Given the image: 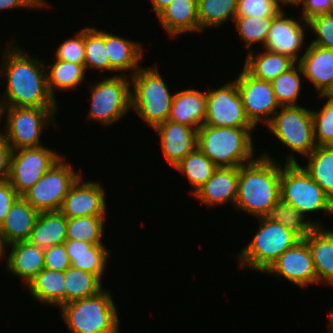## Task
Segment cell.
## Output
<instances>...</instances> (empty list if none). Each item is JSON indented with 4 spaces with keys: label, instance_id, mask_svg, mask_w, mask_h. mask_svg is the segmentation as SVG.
Returning a JSON list of instances; mask_svg holds the SVG:
<instances>
[{
    "label": "cell",
    "instance_id": "1",
    "mask_svg": "<svg viewBox=\"0 0 333 333\" xmlns=\"http://www.w3.org/2000/svg\"><path fill=\"white\" fill-rule=\"evenodd\" d=\"M8 42L0 67V74L6 79L5 93L0 97L3 106L57 108L58 103L48 89L46 64L15 42Z\"/></svg>",
    "mask_w": 333,
    "mask_h": 333
},
{
    "label": "cell",
    "instance_id": "2",
    "mask_svg": "<svg viewBox=\"0 0 333 333\" xmlns=\"http://www.w3.org/2000/svg\"><path fill=\"white\" fill-rule=\"evenodd\" d=\"M281 165L268 153L239 167L235 207L252 217H267L281 198Z\"/></svg>",
    "mask_w": 333,
    "mask_h": 333
},
{
    "label": "cell",
    "instance_id": "3",
    "mask_svg": "<svg viewBox=\"0 0 333 333\" xmlns=\"http://www.w3.org/2000/svg\"><path fill=\"white\" fill-rule=\"evenodd\" d=\"M252 131L202 125L197 130V147L217 167H240L255 159Z\"/></svg>",
    "mask_w": 333,
    "mask_h": 333
},
{
    "label": "cell",
    "instance_id": "4",
    "mask_svg": "<svg viewBox=\"0 0 333 333\" xmlns=\"http://www.w3.org/2000/svg\"><path fill=\"white\" fill-rule=\"evenodd\" d=\"M131 78V110L152 129L168 120L174 94L168 89L157 65L140 68Z\"/></svg>",
    "mask_w": 333,
    "mask_h": 333
},
{
    "label": "cell",
    "instance_id": "5",
    "mask_svg": "<svg viewBox=\"0 0 333 333\" xmlns=\"http://www.w3.org/2000/svg\"><path fill=\"white\" fill-rule=\"evenodd\" d=\"M259 228L252 240L238 253L240 268L265 273L287 249L302 238L268 217H260Z\"/></svg>",
    "mask_w": 333,
    "mask_h": 333
},
{
    "label": "cell",
    "instance_id": "6",
    "mask_svg": "<svg viewBox=\"0 0 333 333\" xmlns=\"http://www.w3.org/2000/svg\"><path fill=\"white\" fill-rule=\"evenodd\" d=\"M109 290L63 304L61 316L70 333H118L119 316Z\"/></svg>",
    "mask_w": 333,
    "mask_h": 333
},
{
    "label": "cell",
    "instance_id": "7",
    "mask_svg": "<svg viewBox=\"0 0 333 333\" xmlns=\"http://www.w3.org/2000/svg\"><path fill=\"white\" fill-rule=\"evenodd\" d=\"M278 110L266 127L290 149L285 163H298L293 152L307 157L316 148L312 110L300 105L281 106Z\"/></svg>",
    "mask_w": 333,
    "mask_h": 333
},
{
    "label": "cell",
    "instance_id": "8",
    "mask_svg": "<svg viewBox=\"0 0 333 333\" xmlns=\"http://www.w3.org/2000/svg\"><path fill=\"white\" fill-rule=\"evenodd\" d=\"M281 165V198L305 217L324 211L333 214V202L299 163Z\"/></svg>",
    "mask_w": 333,
    "mask_h": 333
},
{
    "label": "cell",
    "instance_id": "9",
    "mask_svg": "<svg viewBox=\"0 0 333 333\" xmlns=\"http://www.w3.org/2000/svg\"><path fill=\"white\" fill-rule=\"evenodd\" d=\"M128 79L126 75L116 74L90 84L91 105L87 119L105 126L122 119L131 110V81Z\"/></svg>",
    "mask_w": 333,
    "mask_h": 333
},
{
    "label": "cell",
    "instance_id": "10",
    "mask_svg": "<svg viewBox=\"0 0 333 333\" xmlns=\"http://www.w3.org/2000/svg\"><path fill=\"white\" fill-rule=\"evenodd\" d=\"M58 108L4 107L5 130L2 135L7 139L12 150L40 147L41 133L48 125L58 126L54 119ZM56 124V125H55Z\"/></svg>",
    "mask_w": 333,
    "mask_h": 333
},
{
    "label": "cell",
    "instance_id": "11",
    "mask_svg": "<svg viewBox=\"0 0 333 333\" xmlns=\"http://www.w3.org/2000/svg\"><path fill=\"white\" fill-rule=\"evenodd\" d=\"M63 159L64 156L22 195L38 212L60 211L69 189L81 176Z\"/></svg>",
    "mask_w": 333,
    "mask_h": 333
},
{
    "label": "cell",
    "instance_id": "12",
    "mask_svg": "<svg viewBox=\"0 0 333 333\" xmlns=\"http://www.w3.org/2000/svg\"><path fill=\"white\" fill-rule=\"evenodd\" d=\"M62 157L44 145L13 150L8 180L22 196Z\"/></svg>",
    "mask_w": 333,
    "mask_h": 333
},
{
    "label": "cell",
    "instance_id": "13",
    "mask_svg": "<svg viewBox=\"0 0 333 333\" xmlns=\"http://www.w3.org/2000/svg\"><path fill=\"white\" fill-rule=\"evenodd\" d=\"M205 126L255 128L246 117L235 80L206 91Z\"/></svg>",
    "mask_w": 333,
    "mask_h": 333
},
{
    "label": "cell",
    "instance_id": "14",
    "mask_svg": "<svg viewBox=\"0 0 333 333\" xmlns=\"http://www.w3.org/2000/svg\"><path fill=\"white\" fill-rule=\"evenodd\" d=\"M241 96L246 117L257 127L267 125L281 106L276 99L270 81L254 78L244 68L234 79Z\"/></svg>",
    "mask_w": 333,
    "mask_h": 333
},
{
    "label": "cell",
    "instance_id": "15",
    "mask_svg": "<svg viewBox=\"0 0 333 333\" xmlns=\"http://www.w3.org/2000/svg\"><path fill=\"white\" fill-rule=\"evenodd\" d=\"M265 273L284 277L300 288L317 284L312 253L304 239L287 249Z\"/></svg>",
    "mask_w": 333,
    "mask_h": 333
},
{
    "label": "cell",
    "instance_id": "16",
    "mask_svg": "<svg viewBox=\"0 0 333 333\" xmlns=\"http://www.w3.org/2000/svg\"><path fill=\"white\" fill-rule=\"evenodd\" d=\"M80 176L65 196L60 212L67 218L106 216V196L100 182L82 181Z\"/></svg>",
    "mask_w": 333,
    "mask_h": 333
},
{
    "label": "cell",
    "instance_id": "17",
    "mask_svg": "<svg viewBox=\"0 0 333 333\" xmlns=\"http://www.w3.org/2000/svg\"><path fill=\"white\" fill-rule=\"evenodd\" d=\"M301 20L303 21V19L298 21L292 17H285L282 10L272 22L264 49L289 56L298 63L302 56L299 53L307 34L304 33L305 27L301 25Z\"/></svg>",
    "mask_w": 333,
    "mask_h": 333
},
{
    "label": "cell",
    "instance_id": "18",
    "mask_svg": "<svg viewBox=\"0 0 333 333\" xmlns=\"http://www.w3.org/2000/svg\"><path fill=\"white\" fill-rule=\"evenodd\" d=\"M298 64L303 76L313 84L318 95H330L333 92L332 49L309 43Z\"/></svg>",
    "mask_w": 333,
    "mask_h": 333
},
{
    "label": "cell",
    "instance_id": "19",
    "mask_svg": "<svg viewBox=\"0 0 333 333\" xmlns=\"http://www.w3.org/2000/svg\"><path fill=\"white\" fill-rule=\"evenodd\" d=\"M161 140L162 153L174 167L197 147V130L169 120L153 129Z\"/></svg>",
    "mask_w": 333,
    "mask_h": 333
},
{
    "label": "cell",
    "instance_id": "20",
    "mask_svg": "<svg viewBox=\"0 0 333 333\" xmlns=\"http://www.w3.org/2000/svg\"><path fill=\"white\" fill-rule=\"evenodd\" d=\"M239 167H217L212 176L192 195L206 206L230 202L235 206Z\"/></svg>",
    "mask_w": 333,
    "mask_h": 333
},
{
    "label": "cell",
    "instance_id": "21",
    "mask_svg": "<svg viewBox=\"0 0 333 333\" xmlns=\"http://www.w3.org/2000/svg\"><path fill=\"white\" fill-rule=\"evenodd\" d=\"M8 247L10 251L5 265L7 271L21 278L26 287L44 269V249L29 241L15 242Z\"/></svg>",
    "mask_w": 333,
    "mask_h": 333
},
{
    "label": "cell",
    "instance_id": "22",
    "mask_svg": "<svg viewBox=\"0 0 333 333\" xmlns=\"http://www.w3.org/2000/svg\"><path fill=\"white\" fill-rule=\"evenodd\" d=\"M206 92L184 89L174 94L168 120L198 130L206 118Z\"/></svg>",
    "mask_w": 333,
    "mask_h": 333
},
{
    "label": "cell",
    "instance_id": "23",
    "mask_svg": "<svg viewBox=\"0 0 333 333\" xmlns=\"http://www.w3.org/2000/svg\"><path fill=\"white\" fill-rule=\"evenodd\" d=\"M157 17L170 37L199 32L198 0H173Z\"/></svg>",
    "mask_w": 333,
    "mask_h": 333
},
{
    "label": "cell",
    "instance_id": "24",
    "mask_svg": "<svg viewBox=\"0 0 333 333\" xmlns=\"http://www.w3.org/2000/svg\"><path fill=\"white\" fill-rule=\"evenodd\" d=\"M64 245L72 267L93 273L101 279L110 257V252L106 249L105 244L67 239Z\"/></svg>",
    "mask_w": 333,
    "mask_h": 333
},
{
    "label": "cell",
    "instance_id": "25",
    "mask_svg": "<svg viewBox=\"0 0 333 333\" xmlns=\"http://www.w3.org/2000/svg\"><path fill=\"white\" fill-rule=\"evenodd\" d=\"M304 240L312 253L317 284L333 287V231L316 227Z\"/></svg>",
    "mask_w": 333,
    "mask_h": 333
},
{
    "label": "cell",
    "instance_id": "26",
    "mask_svg": "<svg viewBox=\"0 0 333 333\" xmlns=\"http://www.w3.org/2000/svg\"><path fill=\"white\" fill-rule=\"evenodd\" d=\"M38 215L39 212L22 196H19L0 227V233L6 243L10 245L15 242L28 241Z\"/></svg>",
    "mask_w": 333,
    "mask_h": 333
},
{
    "label": "cell",
    "instance_id": "27",
    "mask_svg": "<svg viewBox=\"0 0 333 333\" xmlns=\"http://www.w3.org/2000/svg\"><path fill=\"white\" fill-rule=\"evenodd\" d=\"M105 45L110 66L118 75L131 71L132 76L140 68L138 63L144 56L141 43L105 31Z\"/></svg>",
    "mask_w": 333,
    "mask_h": 333
},
{
    "label": "cell",
    "instance_id": "28",
    "mask_svg": "<svg viewBox=\"0 0 333 333\" xmlns=\"http://www.w3.org/2000/svg\"><path fill=\"white\" fill-rule=\"evenodd\" d=\"M255 49L248 51L243 68L254 78L272 81L287 72L296 62L289 56L264 49L254 55Z\"/></svg>",
    "mask_w": 333,
    "mask_h": 333
},
{
    "label": "cell",
    "instance_id": "29",
    "mask_svg": "<svg viewBox=\"0 0 333 333\" xmlns=\"http://www.w3.org/2000/svg\"><path fill=\"white\" fill-rule=\"evenodd\" d=\"M66 240L67 218L60 211L39 212L28 241L46 249Z\"/></svg>",
    "mask_w": 333,
    "mask_h": 333
},
{
    "label": "cell",
    "instance_id": "30",
    "mask_svg": "<svg viewBox=\"0 0 333 333\" xmlns=\"http://www.w3.org/2000/svg\"><path fill=\"white\" fill-rule=\"evenodd\" d=\"M26 287L39 302L59 308L65 304L64 272L44 268Z\"/></svg>",
    "mask_w": 333,
    "mask_h": 333
},
{
    "label": "cell",
    "instance_id": "31",
    "mask_svg": "<svg viewBox=\"0 0 333 333\" xmlns=\"http://www.w3.org/2000/svg\"><path fill=\"white\" fill-rule=\"evenodd\" d=\"M306 158L304 170L333 202V146H316Z\"/></svg>",
    "mask_w": 333,
    "mask_h": 333
},
{
    "label": "cell",
    "instance_id": "32",
    "mask_svg": "<svg viewBox=\"0 0 333 333\" xmlns=\"http://www.w3.org/2000/svg\"><path fill=\"white\" fill-rule=\"evenodd\" d=\"M64 282L65 304L88 298L103 290L98 276L72 266L64 271Z\"/></svg>",
    "mask_w": 333,
    "mask_h": 333
},
{
    "label": "cell",
    "instance_id": "33",
    "mask_svg": "<svg viewBox=\"0 0 333 333\" xmlns=\"http://www.w3.org/2000/svg\"><path fill=\"white\" fill-rule=\"evenodd\" d=\"M55 60L54 64L46 65V69L48 89L50 94L56 99L54 88L62 91L69 89L74 90L85 80L86 70L84 65L58 59Z\"/></svg>",
    "mask_w": 333,
    "mask_h": 333
},
{
    "label": "cell",
    "instance_id": "34",
    "mask_svg": "<svg viewBox=\"0 0 333 333\" xmlns=\"http://www.w3.org/2000/svg\"><path fill=\"white\" fill-rule=\"evenodd\" d=\"M173 168L186 176L193 187V195L212 176L217 166L196 147Z\"/></svg>",
    "mask_w": 333,
    "mask_h": 333
},
{
    "label": "cell",
    "instance_id": "35",
    "mask_svg": "<svg viewBox=\"0 0 333 333\" xmlns=\"http://www.w3.org/2000/svg\"><path fill=\"white\" fill-rule=\"evenodd\" d=\"M237 16V0H198L199 31L219 27Z\"/></svg>",
    "mask_w": 333,
    "mask_h": 333
},
{
    "label": "cell",
    "instance_id": "36",
    "mask_svg": "<svg viewBox=\"0 0 333 333\" xmlns=\"http://www.w3.org/2000/svg\"><path fill=\"white\" fill-rule=\"evenodd\" d=\"M267 217L294 231L302 239L306 238L316 227H323L320 220H307L302 213L282 198L273 206Z\"/></svg>",
    "mask_w": 333,
    "mask_h": 333
},
{
    "label": "cell",
    "instance_id": "37",
    "mask_svg": "<svg viewBox=\"0 0 333 333\" xmlns=\"http://www.w3.org/2000/svg\"><path fill=\"white\" fill-rule=\"evenodd\" d=\"M85 60L84 68L100 71H114L109 63L105 45V31L96 27H84Z\"/></svg>",
    "mask_w": 333,
    "mask_h": 333
},
{
    "label": "cell",
    "instance_id": "38",
    "mask_svg": "<svg viewBox=\"0 0 333 333\" xmlns=\"http://www.w3.org/2000/svg\"><path fill=\"white\" fill-rule=\"evenodd\" d=\"M276 16L270 17H242L236 16L234 20L235 30L244 41L249 51H252L254 44L261 43L263 47L267 41V36L272 22ZM253 45V46H252Z\"/></svg>",
    "mask_w": 333,
    "mask_h": 333
},
{
    "label": "cell",
    "instance_id": "39",
    "mask_svg": "<svg viewBox=\"0 0 333 333\" xmlns=\"http://www.w3.org/2000/svg\"><path fill=\"white\" fill-rule=\"evenodd\" d=\"M106 216H85L67 219V239L103 244Z\"/></svg>",
    "mask_w": 333,
    "mask_h": 333
},
{
    "label": "cell",
    "instance_id": "40",
    "mask_svg": "<svg viewBox=\"0 0 333 333\" xmlns=\"http://www.w3.org/2000/svg\"><path fill=\"white\" fill-rule=\"evenodd\" d=\"M303 71L296 63L287 72L280 74L271 81L274 94L280 106H297V100L301 92V77Z\"/></svg>",
    "mask_w": 333,
    "mask_h": 333
},
{
    "label": "cell",
    "instance_id": "41",
    "mask_svg": "<svg viewBox=\"0 0 333 333\" xmlns=\"http://www.w3.org/2000/svg\"><path fill=\"white\" fill-rule=\"evenodd\" d=\"M327 101L318 111L312 110L314 139L316 146H333V97L318 95Z\"/></svg>",
    "mask_w": 333,
    "mask_h": 333
},
{
    "label": "cell",
    "instance_id": "42",
    "mask_svg": "<svg viewBox=\"0 0 333 333\" xmlns=\"http://www.w3.org/2000/svg\"><path fill=\"white\" fill-rule=\"evenodd\" d=\"M307 23V28L316 35L310 44L333 50V13L315 16Z\"/></svg>",
    "mask_w": 333,
    "mask_h": 333
},
{
    "label": "cell",
    "instance_id": "43",
    "mask_svg": "<svg viewBox=\"0 0 333 333\" xmlns=\"http://www.w3.org/2000/svg\"><path fill=\"white\" fill-rule=\"evenodd\" d=\"M55 59L84 65V28L78 31L74 38H69L58 46Z\"/></svg>",
    "mask_w": 333,
    "mask_h": 333
},
{
    "label": "cell",
    "instance_id": "44",
    "mask_svg": "<svg viewBox=\"0 0 333 333\" xmlns=\"http://www.w3.org/2000/svg\"><path fill=\"white\" fill-rule=\"evenodd\" d=\"M282 10L275 0H237V16L270 17Z\"/></svg>",
    "mask_w": 333,
    "mask_h": 333
},
{
    "label": "cell",
    "instance_id": "45",
    "mask_svg": "<svg viewBox=\"0 0 333 333\" xmlns=\"http://www.w3.org/2000/svg\"><path fill=\"white\" fill-rule=\"evenodd\" d=\"M71 266L64 244L44 249V268L64 272Z\"/></svg>",
    "mask_w": 333,
    "mask_h": 333
},
{
    "label": "cell",
    "instance_id": "46",
    "mask_svg": "<svg viewBox=\"0 0 333 333\" xmlns=\"http://www.w3.org/2000/svg\"><path fill=\"white\" fill-rule=\"evenodd\" d=\"M300 5L303 8L302 19L305 26L307 21L315 16L331 13L332 0H301Z\"/></svg>",
    "mask_w": 333,
    "mask_h": 333
},
{
    "label": "cell",
    "instance_id": "47",
    "mask_svg": "<svg viewBox=\"0 0 333 333\" xmlns=\"http://www.w3.org/2000/svg\"><path fill=\"white\" fill-rule=\"evenodd\" d=\"M18 197V193L11 186L9 180L0 182V227Z\"/></svg>",
    "mask_w": 333,
    "mask_h": 333
},
{
    "label": "cell",
    "instance_id": "48",
    "mask_svg": "<svg viewBox=\"0 0 333 333\" xmlns=\"http://www.w3.org/2000/svg\"><path fill=\"white\" fill-rule=\"evenodd\" d=\"M12 151L7 139L0 135V182L9 178Z\"/></svg>",
    "mask_w": 333,
    "mask_h": 333
},
{
    "label": "cell",
    "instance_id": "49",
    "mask_svg": "<svg viewBox=\"0 0 333 333\" xmlns=\"http://www.w3.org/2000/svg\"><path fill=\"white\" fill-rule=\"evenodd\" d=\"M48 5L45 0H0V11L17 8H42Z\"/></svg>",
    "mask_w": 333,
    "mask_h": 333
},
{
    "label": "cell",
    "instance_id": "50",
    "mask_svg": "<svg viewBox=\"0 0 333 333\" xmlns=\"http://www.w3.org/2000/svg\"><path fill=\"white\" fill-rule=\"evenodd\" d=\"M153 4V12L158 15L165 7H167L173 0H150Z\"/></svg>",
    "mask_w": 333,
    "mask_h": 333
},
{
    "label": "cell",
    "instance_id": "51",
    "mask_svg": "<svg viewBox=\"0 0 333 333\" xmlns=\"http://www.w3.org/2000/svg\"><path fill=\"white\" fill-rule=\"evenodd\" d=\"M276 4L281 8H282V5H294V6H300V3H301V0H275Z\"/></svg>",
    "mask_w": 333,
    "mask_h": 333
},
{
    "label": "cell",
    "instance_id": "52",
    "mask_svg": "<svg viewBox=\"0 0 333 333\" xmlns=\"http://www.w3.org/2000/svg\"><path fill=\"white\" fill-rule=\"evenodd\" d=\"M5 247H8V244L5 241V238L0 233V260L3 258V255L6 254Z\"/></svg>",
    "mask_w": 333,
    "mask_h": 333
},
{
    "label": "cell",
    "instance_id": "53",
    "mask_svg": "<svg viewBox=\"0 0 333 333\" xmlns=\"http://www.w3.org/2000/svg\"><path fill=\"white\" fill-rule=\"evenodd\" d=\"M329 323L327 324L328 325V328L330 329V332L333 333V311L330 312L329 314Z\"/></svg>",
    "mask_w": 333,
    "mask_h": 333
},
{
    "label": "cell",
    "instance_id": "54",
    "mask_svg": "<svg viewBox=\"0 0 333 333\" xmlns=\"http://www.w3.org/2000/svg\"><path fill=\"white\" fill-rule=\"evenodd\" d=\"M3 109H4L3 102H2V100L0 98V122H1V119H2V117L4 115ZM0 135H2V130L0 131Z\"/></svg>",
    "mask_w": 333,
    "mask_h": 333
},
{
    "label": "cell",
    "instance_id": "55",
    "mask_svg": "<svg viewBox=\"0 0 333 333\" xmlns=\"http://www.w3.org/2000/svg\"><path fill=\"white\" fill-rule=\"evenodd\" d=\"M331 13H333V0H332V5H331Z\"/></svg>",
    "mask_w": 333,
    "mask_h": 333
}]
</instances>
